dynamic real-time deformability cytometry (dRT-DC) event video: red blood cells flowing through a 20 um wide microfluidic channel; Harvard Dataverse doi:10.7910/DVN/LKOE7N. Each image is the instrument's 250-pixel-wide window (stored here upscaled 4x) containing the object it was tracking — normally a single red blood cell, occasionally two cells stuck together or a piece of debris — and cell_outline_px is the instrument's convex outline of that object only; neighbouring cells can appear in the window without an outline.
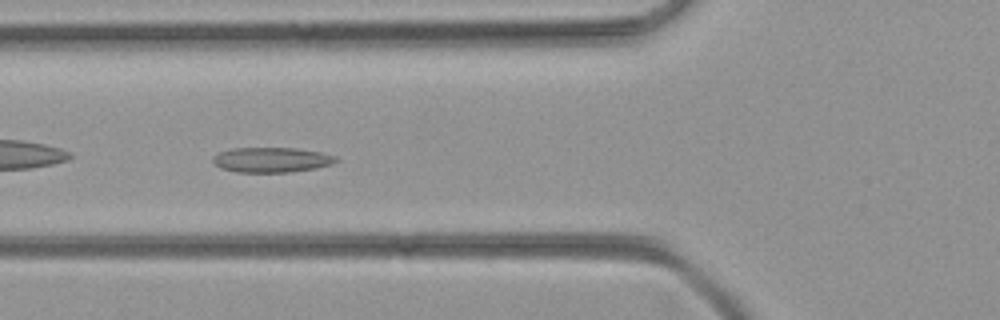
{"species": "common noctule bat (a hibernating species)", "species_latin": "Nyctalus noctula", "temperature_condition": "room temperature", "stored_images_in_passage": 44, "camera_frame_rate_fps": 3000, "um_per_image_px": 0.085, "animal": {"sex": "female", "body_mass_g": 21.9}, "frame": {"image": 1, "passage_image": 11, "time_ms": 3.333, "image_size_px": [1000, 320], "cell_outline_px": [[340, 160], [332, 164], [316, 168], [288, 172], [236, 172], [220, 168], [212, 160], [212, 156], [220, 152], [232, 148], [296, 148], [320, 152], [336, 156]], "centroid_in_image_um": [23.09, 13.58], "position_along_channel_um": 102.7, "area_um2": 17.98}}
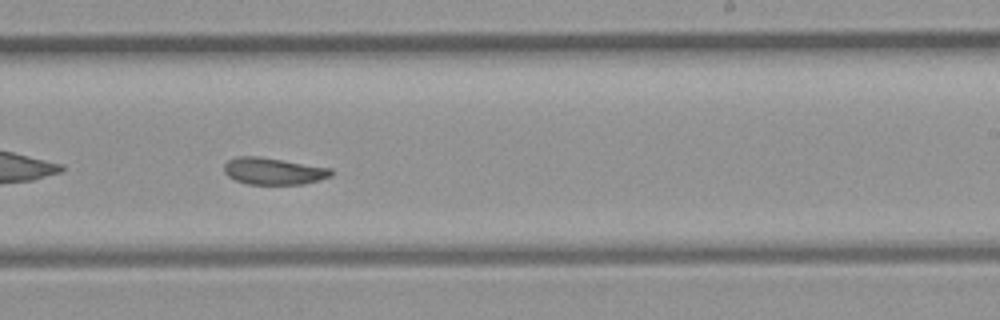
{"frame": {"image": 2, "passage_image": 23, "time_ms": 7.333, "image_size_px": [1000, 320], "cell_outline_px": [[332, 176], [320, 180], [304, 184], [248, 184], [236, 180], [228, 176], [224, 172], [224, 164], [228, 160], [236, 156], [256, 156], [332, 168]], "centroid_in_image_um": [23.24, 14.55], "position_along_channel_um": 265.8, "area_um2": 16.7}}
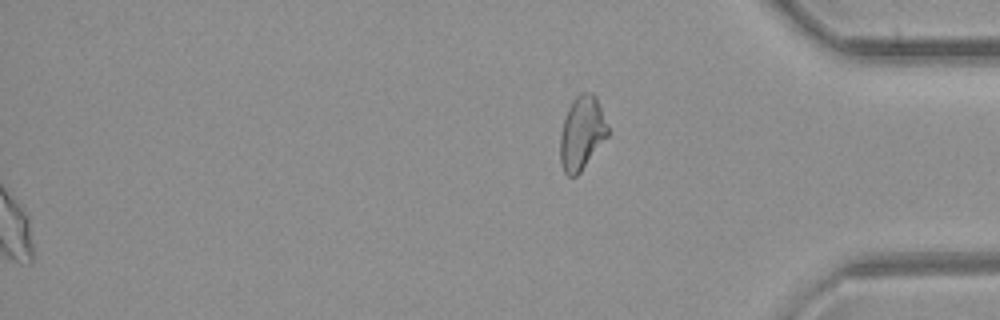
{"frame": {"image": 3, "passage_image": 44, "time_ms": 14.333, "image_size_px": [1000, 320], "cell_outline_px": [[608, 136], [580, 172], [576, 176], [568, 176], [564, 172], [560, 164], [560, 132], [568, 108], [572, 100], [580, 92], [592, 92], [596, 96], [608, 124]], "centroid_in_image_um": [49.45, 11.29], "position_along_channel_um": 385.7, "area_um2": 20.52}}